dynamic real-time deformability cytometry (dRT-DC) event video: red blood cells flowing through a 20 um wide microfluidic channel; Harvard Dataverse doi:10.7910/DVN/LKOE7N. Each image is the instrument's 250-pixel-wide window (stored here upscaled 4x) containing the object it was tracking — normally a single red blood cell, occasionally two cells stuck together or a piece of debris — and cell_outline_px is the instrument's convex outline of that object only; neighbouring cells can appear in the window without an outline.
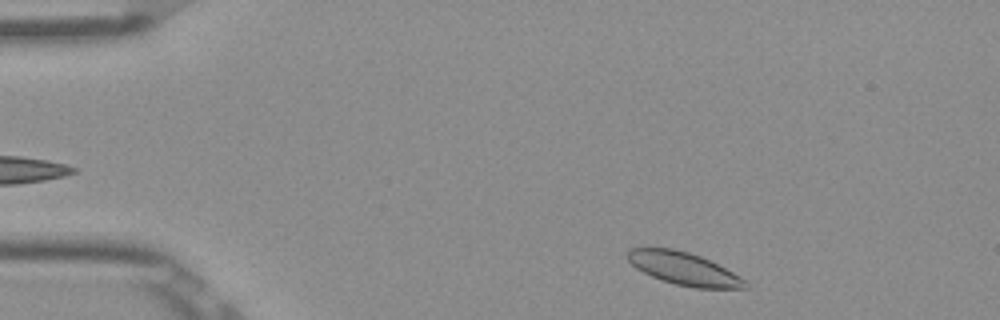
{"species": "Egyptian fruit bat (a non-hibernating species)", "species_latin": "Rousettus aegyptiacus", "temperature_condition": "room temperature", "stored_images_in_passage": 46, "camera_frame_rate_fps": 3000, "um_per_image_px": 0.085, "frame": {"image": 1, "passage_image": 2, "time_ms": 0.333, "image_size_px": [1000, 320], "cell_outline_px": [[748, 288], [692, 288], [676, 284], [652, 276], [636, 268], [624, 256], [628, 248], [672, 248], [688, 252], [700, 256], [740, 276], [748, 284]], "centroid_in_image_um": [58.08, 22.82], "position_along_channel_um": 26.9, "area_um2": 22.2}}
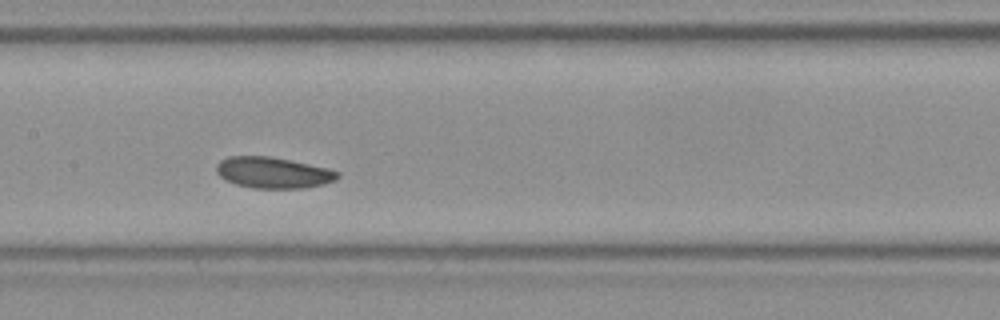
{"frame": {"image": 2, "passage_image": 20, "time_ms": 6.333, "image_size_px": [1000, 320], "cell_outline_px": [[340, 176], [336, 180], [324, 184], [304, 188], [252, 188], [236, 184], [220, 176], [216, 172], [216, 164], [220, 160], [228, 156], [268, 156], [328, 168], [340, 172]], "centroid_in_image_um": [23.22, 14.67], "position_along_channel_um": 184.2, "area_um2": 21.91}}
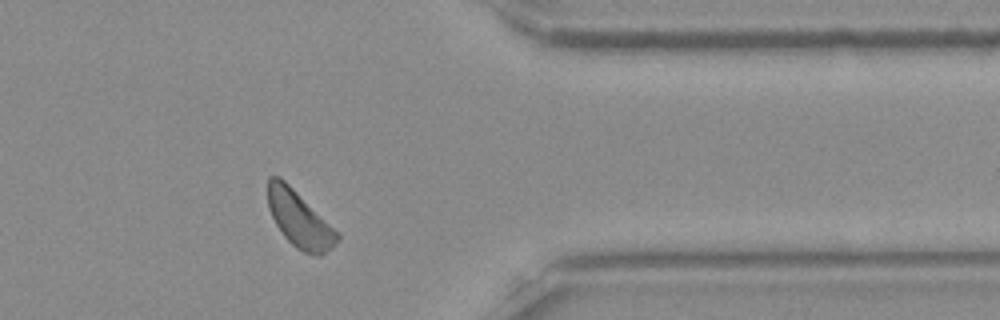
{"frame": {"image": 3, "passage_image": 37, "time_ms": 12.0, "image_size_px": [1000, 320], "cell_outline_px": [[340, 236], [332, 248], [320, 256], [316, 256], [304, 252], [296, 248], [284, 236], [276, 224], [268, 208], [268, 176], [280, 176]], "centroid_in_image_um": [25.4, 18.65], "position_along_channel_um": 386.0, "area_um2": 21.91}, "authors_computed_cell_mechanics": {"area_um2": 22.1085, "velocity_mm_per_s": 3.8196, "shape_relaxation_time_tau1_ms": 5.0783, "shape_relaxation_time_tau2_ms": null, "deformation_change_tau1": 0.0859, "deformation_change_tau2": null}}